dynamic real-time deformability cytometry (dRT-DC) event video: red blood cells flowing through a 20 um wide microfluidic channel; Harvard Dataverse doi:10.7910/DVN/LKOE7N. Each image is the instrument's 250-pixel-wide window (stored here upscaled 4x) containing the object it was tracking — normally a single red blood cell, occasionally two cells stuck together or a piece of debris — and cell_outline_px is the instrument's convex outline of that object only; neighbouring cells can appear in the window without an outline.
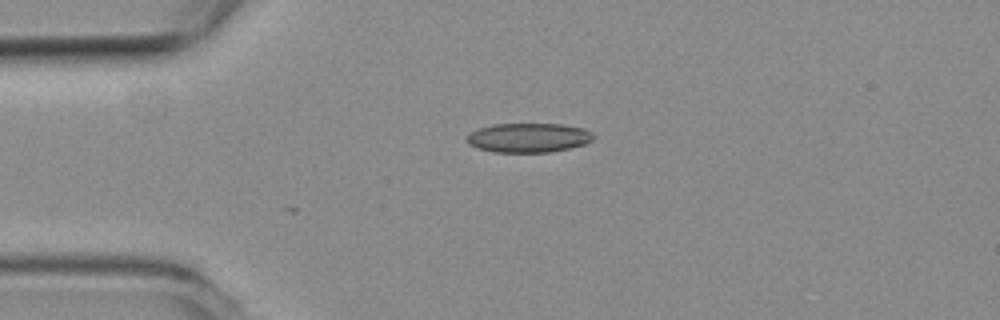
{"species": "common noctule bat (a hibernating species)", "species_latin": "Nyctalus noctula", "temperature_condition": "room temperature", "stored_images_in_passage": 5, "camera_frame_rate_fps": 3000, "um_per_image_px": 0.085, "animal": {"sex": "female", "body_mass_g": 19.3, "forearm_length_mm": 54.1}, "frame": {"image": 1, "passage_image": 1, "time_ms": 0.0, "image_size_px": [1000, 320], "cell_outline_px": [[596, 136], [592, 140], [584, 144], [568, 148], [548, 152], [492, 152], [468, 144], [468, 136], [472, 132], [480, 128], [492, 124], [560, 124], [584, 128], [592, 132]], "centroid_in_image_um": [44.96, 11.7], "position_along_channel_um": 40.0, "area_um2": 21.44}}